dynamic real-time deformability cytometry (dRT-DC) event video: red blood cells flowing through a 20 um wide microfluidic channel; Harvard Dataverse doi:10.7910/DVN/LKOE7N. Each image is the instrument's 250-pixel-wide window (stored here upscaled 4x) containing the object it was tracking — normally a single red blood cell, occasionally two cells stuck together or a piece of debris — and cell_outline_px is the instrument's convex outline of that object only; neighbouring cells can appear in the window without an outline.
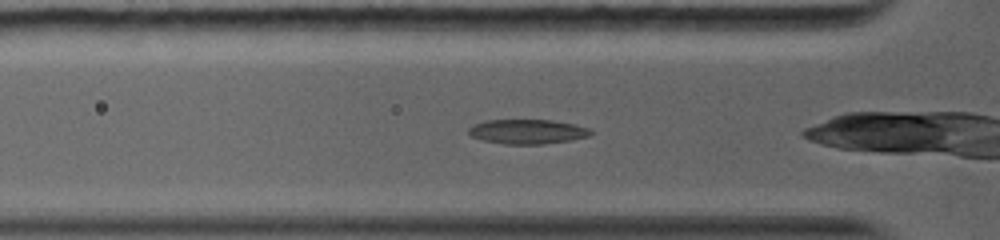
{"species": "common noctule bat (a hibernating species)", "species_latin": "Nyctalus noctula", "temperature_condition": "warm", "stored_images_in_passage": 38, "camera_frame_rate_fps": 5000, "um_per_image_px": 0.085, "animal": {"sex": "female", "body_mass_g": 19.0, "forearm_length_mm": 56.7}, "frame": {"image": 1, "passage_image": 3, "time_ms": 1.4, "image_size_px": [1000, 240], "cell_outline_px": [[596, 132], [588, 136], [572, 140], [544, 144], [504, 144], [484, 140], [472, 136], [468, 132], [468, 128], [484, 120], [552, 120], [576, 124], [588, 128]], "centroid_in_image_um": [44.88, 11.18], "position_along_channel_um": 80.9, "area_um2": 17.51}}
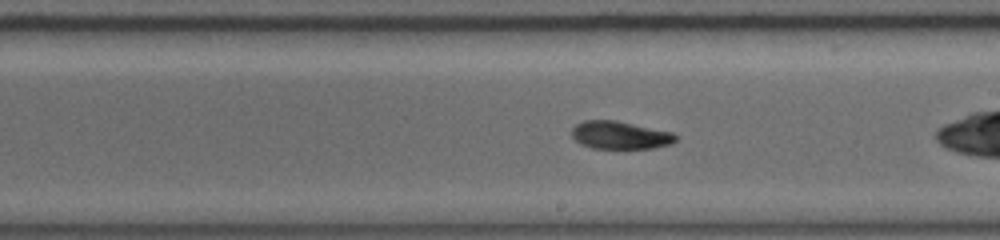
{"frame": {"image": 2, "passage_image": 14, "time_ms": 5.2, "image_size_px": [1000, 240], "cell_outline_px": [[676, 140], [672, 144], [652, 148], [592, 148], [580, 144], [572, 136], [572, 128], [576, 124], [584, 120], [616, 120], [672, 132], [676, 136]], "centroid_in_image_um": [52.69, 11.48], "position_along_channel_um": 236.3, "area_um2": 16.82}}
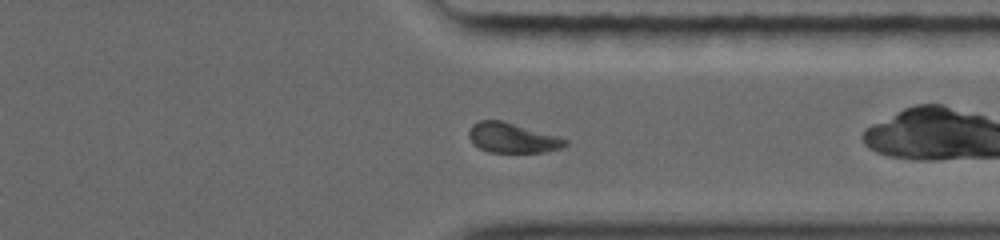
{"frame": {"image": 3, "passage_image": 26, "time_ms": 8.4, "image_size_px": [1000, 240], "cell_outline_px": [[568, 144], [560, 148], [544, 152], [488, 152], [480, 148], [468, 136], [468, 132], [472, 124], [480, 120], [500, 120], [560, 136], [568, 140]], "centroid_in_image_um": [43.57, 11.71], "position_along_channel_um": 367.8, "area_um2": 16.7}, "authors_computed_cell_mechanics": {"area_um2": 17.6001, "velocity_mm_per_s": 4.0881, "shape_relaxation_time_tau1_ms": 9.516, "shape_relaxation_time_tau2_ms": 6.0737, "deformation_change_tau1": 0.2183, "deformation_change_tau2": 0.0892}}